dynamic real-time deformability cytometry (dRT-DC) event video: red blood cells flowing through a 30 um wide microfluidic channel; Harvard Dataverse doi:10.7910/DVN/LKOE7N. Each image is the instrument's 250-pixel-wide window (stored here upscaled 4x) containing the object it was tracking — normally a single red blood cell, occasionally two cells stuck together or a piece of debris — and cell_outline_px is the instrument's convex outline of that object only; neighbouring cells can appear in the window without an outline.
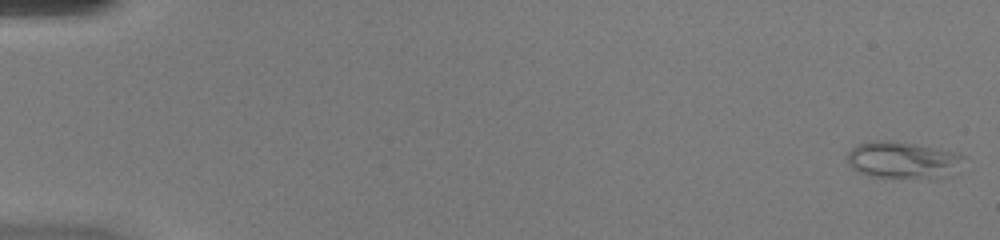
{"species": "common noctule bat (a hibernating species)", "species_latin": "Nyctalus noctula", "temperature_condition": "warm", "stored_images_in_passage": 48, "camera_frame_rate_fps": 3000, "um_per_image_px": 0.085, "animal": {"sex": "female", "body_mass_g": 20.0, "forearm_length_mm": 54.0}, "frame": {"image": 1, "passage_image": 1, "time_ms": 0.0, "image_size_px": [1000, 240], "cell_outline_px": [[968, 156], [948, 176], [872, 176], [860, 172], [852, 168], [848, 164], [844, 156], [856, 144], [872, 140], [892, 140], [952, 152]], "centroid_in_image_um": [76.63, 13.56], "position_along_channel_um": 8.4, "area_um2": 24.22}}
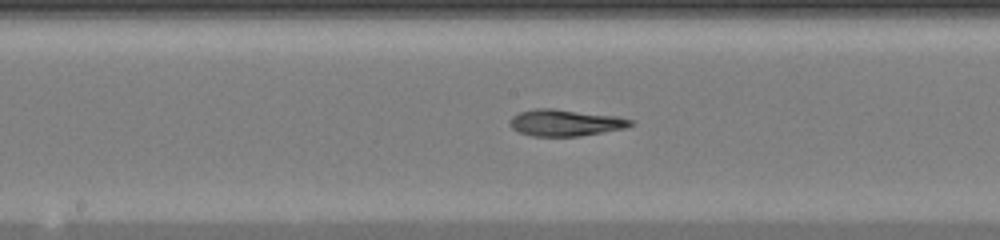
{"frame": {"image": 2, "passage_image": 26, "time_ms": 8.333, "image_size_px": [1000, 240], "cell_outline_px": [[636, 124], [624, 128], [580, 136], [532, 136], [520, 132], [512, 128], [508, 124], [508, 120], [512, 116], [520, 112], [536, 108], [552, 108], [616, 116], [632, 120]], "centroid_in_image_um": [48.02, 10.43], "position_along_channel_um": 200.2, "area_um2": 18.67}}
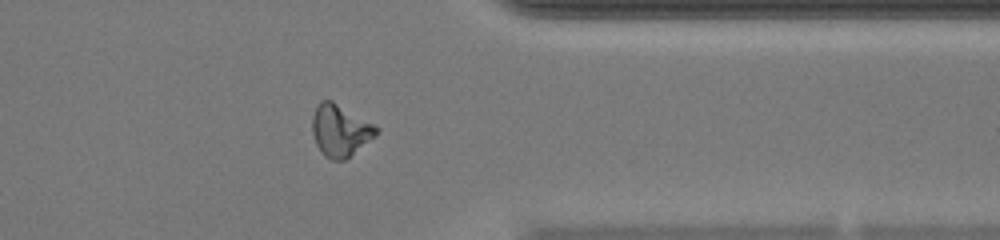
{"frame": {"image": 3, "passage_image": 39, "time_ms": 12.667, "image_size_px": [1000, 240], "cell_outline_px": [[380, 132], [344, 160], [332, 160], [324, 156], [320, 152], [316, 144], [312, 132], [312, 116], [320, 100], [332, 100], [380, 128]], "centroid_in_image_um": [28.9, 11.09], "position_along_channel_um": 382.5, "area_um2": 19.25}, "authors_computed_cell_mechanics": {"area_um2": 19.1318, "velocity_mm_per_s": 4.3672, "shape_relaxation_time_tau1_ms": 9.0015, "shape_relaxation_time_tau2_ms": 2.6965, "deformation_change_tau1": 0.3204, "deformation_change_tau2": 0.1019}}